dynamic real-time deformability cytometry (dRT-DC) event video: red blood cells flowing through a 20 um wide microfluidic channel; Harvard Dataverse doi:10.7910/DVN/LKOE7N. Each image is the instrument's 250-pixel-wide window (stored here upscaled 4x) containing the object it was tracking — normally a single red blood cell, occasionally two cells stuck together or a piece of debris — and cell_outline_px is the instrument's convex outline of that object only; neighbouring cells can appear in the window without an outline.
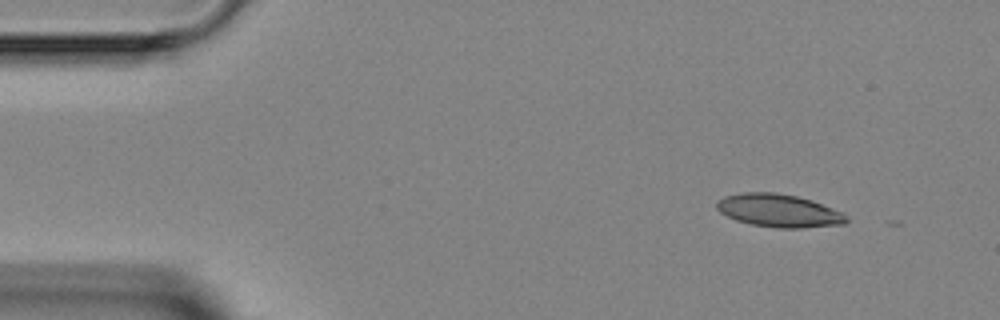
{"species": "Egyptian fruit bat (a non-hibernating species)", "species_latin": "Rousettus aegyptiacus", "temperature_condition": "room temperature", "stored_images_in_passage": 5, "camera_frame_rate_fps": 3000, "um_per_image_px": 0.085, "animal": {"sex": "female"}, "frame": {"image": 1, "passage_image": 1, "time_ms": 0.0, "image_size_px": [1000, 320], "cell_outline_px": [[848, 220], [844, 224], [800, 228], [776, 228], [752, 224], [736, 220], [720, 212], [716, 208], [716, 200], [724, 196], [740, 192], [776, 192], [796, 196], [812, 200], [840, 212]], "centroid_in_image_um": [66.13, 17.89], "position_along_channel_um": 18.9, "area_um2": 24.8}}
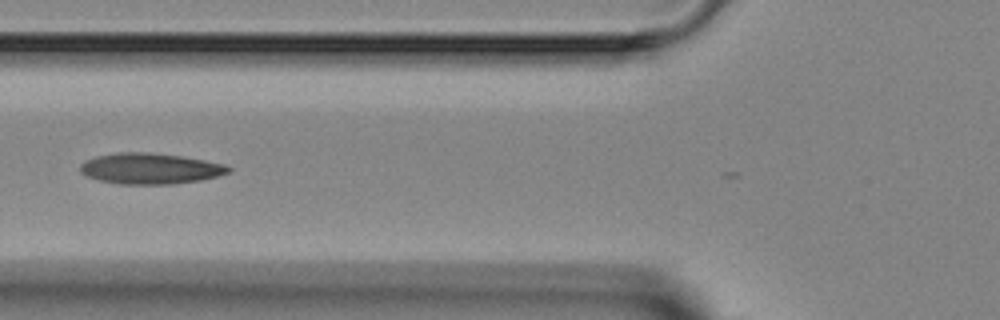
{"frame": {"image": 2, "passage_image": 5, "time_ms": 4.333, "image_size_px": [1000, 320], "cell_outline_px": [[232, 168], [228, 172], [216, 176], [200, 180], [172, 184], [120, 184], [100, 180], [88, 176], [80, 172], [80, 164], [84, 160], [96, 156], [116, 152], [148, 152], [180, 156], [204, 160], [224, 164]], "centroid_in_image_um": [12.73, 14.32], "position_along_channel_um": 113.1, "area_um2": 26.53}}